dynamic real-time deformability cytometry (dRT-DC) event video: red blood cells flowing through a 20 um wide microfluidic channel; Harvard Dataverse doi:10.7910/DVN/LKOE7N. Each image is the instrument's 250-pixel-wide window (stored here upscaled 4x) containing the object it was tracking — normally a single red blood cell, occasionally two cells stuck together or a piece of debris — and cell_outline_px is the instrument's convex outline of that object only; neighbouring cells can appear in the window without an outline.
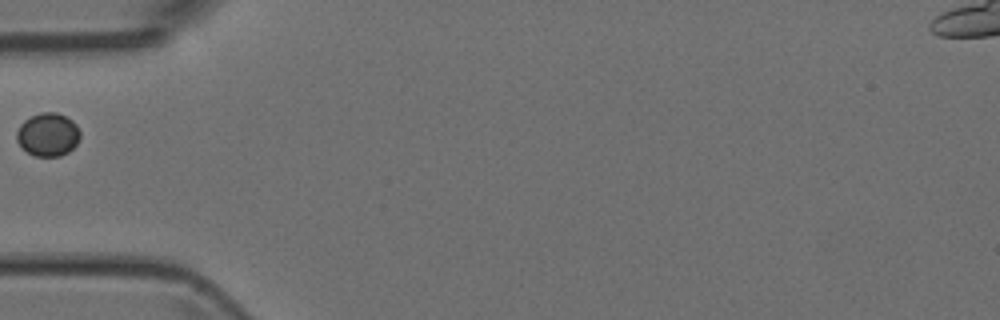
{"species": "Egyptian fruit bat (a non-hibernating species)", "species_latin": "Rousettus aegyptiacus", "temperature_condition": "room temperature", "stored_images_in_passage": 34, "camera_frame_rate_fps": 3000, "um_per_image_px": 0.085, "animal": {"sex": "female"}, "frame": {"image": 1, "passage_image": 1, "time_ms": 0.0, "image_size_px": [1000, 320], "cell_outline_px": [[80, 140], [68, 152], [60, 156], [36, 156], [28, 152], [16, 140], [16, 132], [20, 124], [24, 120], [40, 112], [56, 112], [72, 120], [76, 124], [80, 132]], "centroid_in_image_um": [4.08, 11.43], "position_along_channel_um": 80.9, "area_um2": 15.95}}
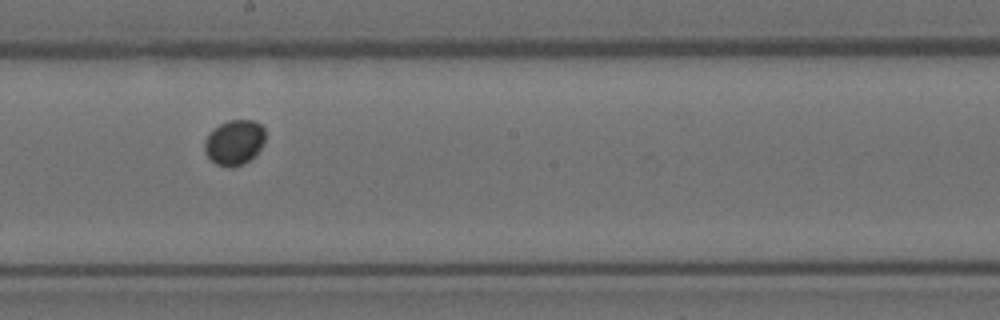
{"frame": {"image": 2, "passage_image": 12, "time_ms": 3.667, "image_size_px": [1000, 320], "cell_outline_px": [[264, 140], [260, 148], [244, 164], [232, 168], [228, 168], [216, 164], [204, 152], [204, 140], [220, 124], [228, 120], [252, 120], [260, 124], [264, 128]], "centroid_in_image_um": [19.91, 12.11], "position_along_channel_um": 228.3, "area_um2": 15.72}}
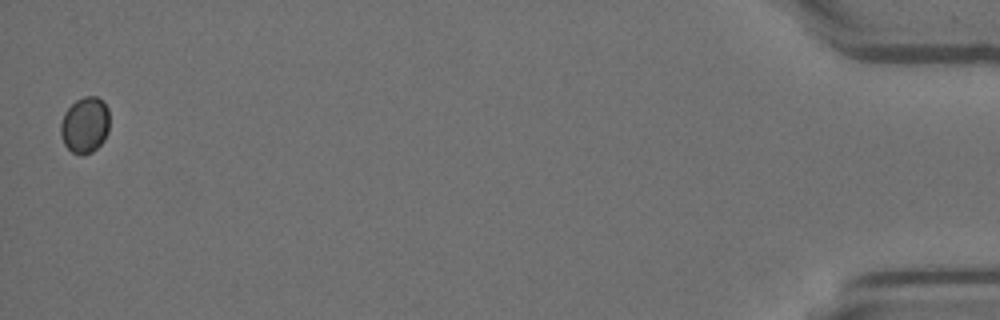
{"frame": {"image": 3, "passage_image": 34, "time_ms": 11.0, "image_size_px": [1000, 320], "cell_outline_px": [[108, 132], [104, 140], [92, 152], [84, 156], [80, 156], [72, 152], [64, 144], [60, 136], [60, 124], [64, 112], [76, 100], [84, 96], [96, 96], [108, 108]], "centroid_in_image_um": [7.19, 10.65], "position_along_channel_um": 428.0, "area_um2": 16.07}}